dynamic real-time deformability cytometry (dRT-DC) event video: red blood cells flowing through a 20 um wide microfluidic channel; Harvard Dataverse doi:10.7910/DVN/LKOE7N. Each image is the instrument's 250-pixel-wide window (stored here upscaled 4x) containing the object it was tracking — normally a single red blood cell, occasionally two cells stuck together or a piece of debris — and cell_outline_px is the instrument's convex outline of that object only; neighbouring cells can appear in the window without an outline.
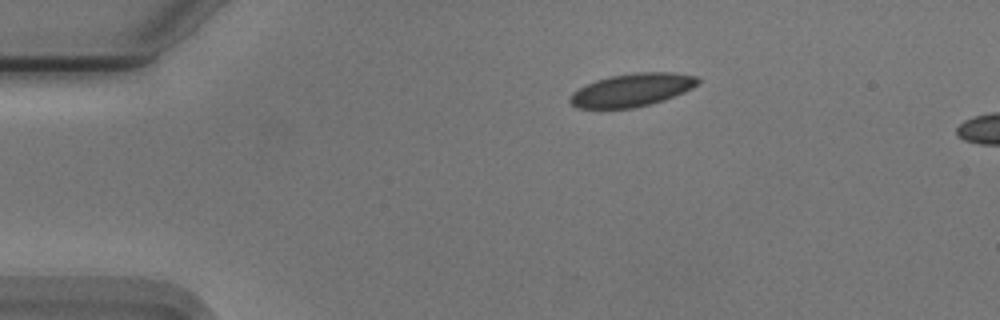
{"species": "Egyptian fruit bat (a non-hibernating species)", "species_latin": "Rousettus aegyptiacus", "temperature_condition": "cold", "stored_images_in_passage": 46, "camera_frame_rate_fps": 3000, "um_per_image_px": 0.085, "animal": {"sex": "male"}, "frame": {"image": 1, "passage_image": 1, "time_ms": 0.0, "image_size_px": [1000, 320], "cell_outline_px": [[700, 80], [692, 88], [684, 92], [664, 100], [632, 108], [576, 108], [568, 100], [572, 92], [596, 80], [608, 76], [636, 72], [672, 72], [696, 76]], "centroid_in_image_um": [53.7, 7.64], "position_along_channel_um": 31.3, "area_um2": 24.45}}
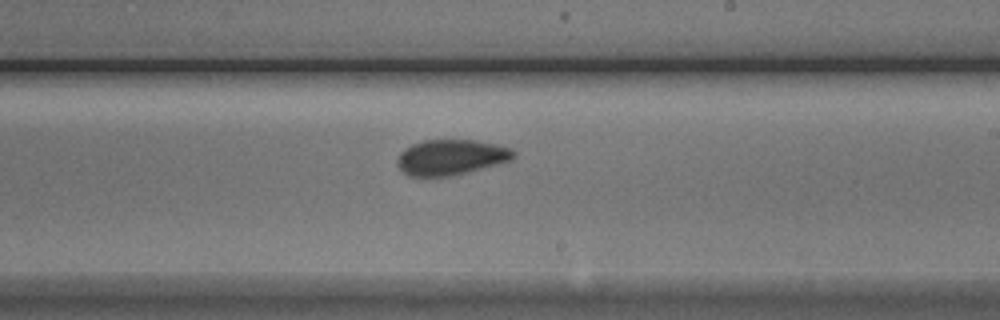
{"frame": {"image": 2, "passage_image": 23, "time_ms": 7.333, "image_size_px": [1000, 320], "cell_outline_px": [[516, 156], [512, 160], [468, 172], [448, 176], [408, 176], [396, 164], [396, 160], [400, 152], [404, 148], [412, 144], [424, 140], [476, 140], [496, 144], [512, 148], [516, 152]], "centroid_in_image_um": [38.34, 13.36], "position_along_channel_um": 250.7, "area_um2": 24.16}}
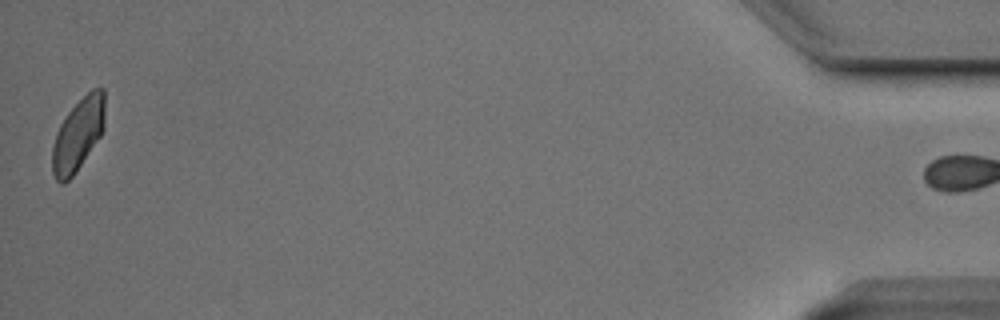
{"frame": {"image": 3, "passage_image": 45, "time_ms": 14.667, "image_size_px": [1000, 320], "cell_outline_px": [[104, 128], [100, 136], [72, 176], [64, 184], [60, 184], [56, 180], [52, 172], [52, 148], [56, 132], [60, 124], [68, 112], [92, 88], [104, 88]], "centroid_in_image_um": [6.62, 11.44], "position_along_channel_um": 428.6, "area_um2": 21.91}, "authors_computed_cell_mechanics": {"area_um2": 24.1604, "velocity_mm_per_s": 3.7205, "shape_relaxation_time_tau1_ms": 6.2563, "shape_relaxation_time_tau2_ms": 0.8826, "deformation_change_tau1": 0.1206, "deformation_change_tau2": 0.0498}}